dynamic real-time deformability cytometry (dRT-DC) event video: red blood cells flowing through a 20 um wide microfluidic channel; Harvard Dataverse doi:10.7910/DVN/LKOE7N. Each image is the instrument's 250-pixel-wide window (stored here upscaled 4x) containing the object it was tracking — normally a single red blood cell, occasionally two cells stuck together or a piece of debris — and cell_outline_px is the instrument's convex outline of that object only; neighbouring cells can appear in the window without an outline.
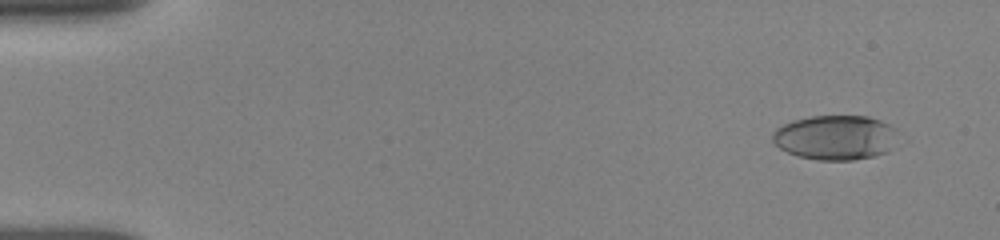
{"species": "human", "species_latin": "Homo sapiens", "temperature_condition": "room temperature", "stored_images_in_passage": 72, "camera_frame_rate_fps": 3000, "um_per_image_px": 0.085, "donor": {"sex": "female"}, "frame": {"image": 1, "passage_image": 5, "time_ms": 1.0, "image_size_px": [1000, 240], "cell_outline_px": [[896, 128], [888, 152], [876, 156], [852, 160], [816, 160], [796, 156], [780, 148], [772, 140], [772, 132], [776, 128], [792, 120], [812, 116], [868, 116], [880, 120]], "centroid_in_image_um": [70.96, 11.69], "position_along_channel_um": 14.0, "area_um2": 32.54}}
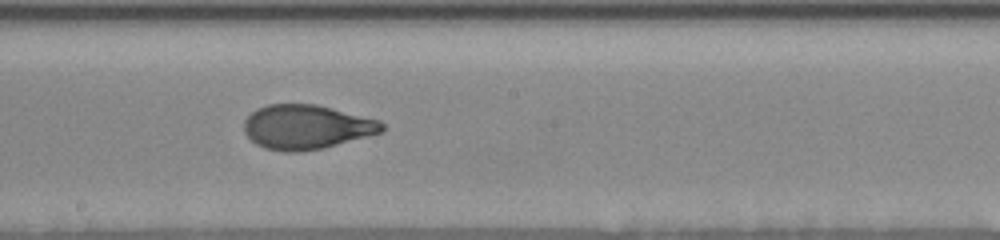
{"frame": {"image": 2, "passage_image": 40, "time_ms": 9.667, "image_size_px": [1000, 240], "cell_outline_px": [[384, 132], [324, 148], [300, 152], [284, 152], [264, 148], [256, 144], [244, 132], [244, 120], [256, 108], [268, 104], [316, 104], [380, 120], [384, 124]], "centroid_in_image_um": [26.06, 10.8], "position_along_channel_um": 222.1, "area_um2": 35.89}}
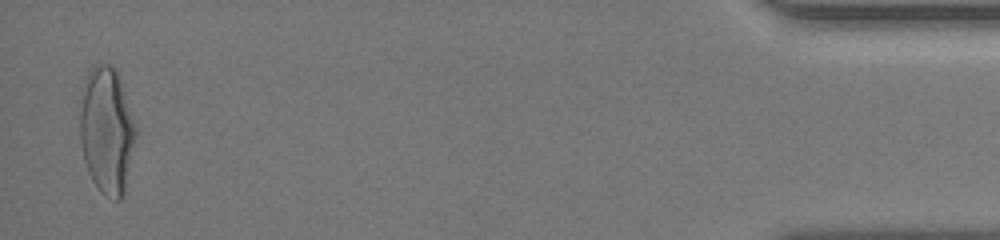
{"frame": {"image": 3, "passage_image": 70, "time_ms": 17.0, "image_size_px": [1000, 240], "cell_outline_px": [[136, 132], [124, 192], [120, 200], [116, 200], [104, 196], [100, 192], [92, 180], [88, 172], [84, 160], [80, 140], [80, 88], [88, 72], [96, 64], [108, 64], [116, 68], [136, 128]], "centroid_in_image_um": [9.03, 11.07], "position_along_channel_um": 426.2, "area_um2": 41.15}, "authors_computed_cell_mechanics": {"area_um2": 35.547, "velocity_mm_per_s": 3.8597, "shape_relaxation_time_tau1_ms": 4.6059, "shape_relaxation_time_tau2_ms": 1.0435, "deformation_change_tau1": 0.2123, "deformation_change_tau2": 0.0684}}